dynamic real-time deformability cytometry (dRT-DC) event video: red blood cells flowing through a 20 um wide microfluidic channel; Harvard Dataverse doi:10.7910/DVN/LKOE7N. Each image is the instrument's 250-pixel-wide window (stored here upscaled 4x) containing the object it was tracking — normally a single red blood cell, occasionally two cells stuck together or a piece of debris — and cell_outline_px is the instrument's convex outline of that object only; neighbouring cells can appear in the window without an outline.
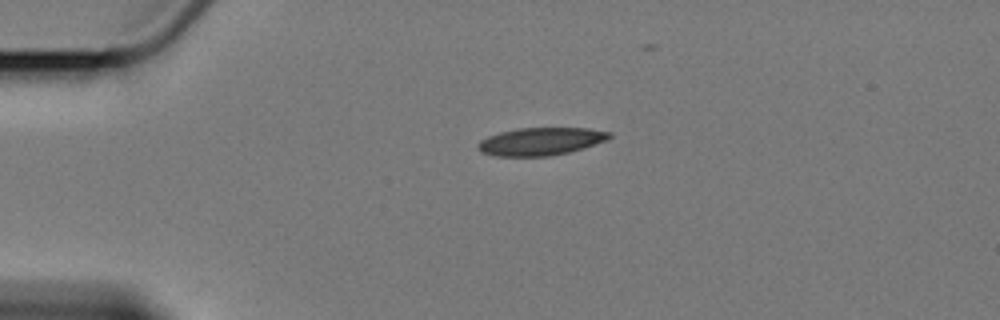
{"species": "Egyptian fruit bat (a non-hibernating species)", "species_latin": "Rousettus aegyptiacus", "temperature_condition": "cold", "stored_images_in_passage": 10, "camera_frame_rate_fps": 3000, "um_per_image_px": 0.085, "animal": {"sex": "female"}, "frame": {"image": 1, "passage_image": 1, "time_ms": 0.0, "image_size_px": [1000, 320], "cell_outline_px": [[612, 136], [608, 140], [568, 152], [548, 156], [492, 156], [480, 152], [476, 148], [476, 144], [480, 140], [488, 136], [500, 132], [520, 128], [588, 128], [612, 132]], "centroid_in_image_um": [45.93, 12.02], "position_along_channel_um": 39.1, "area_um2": 21.33}}
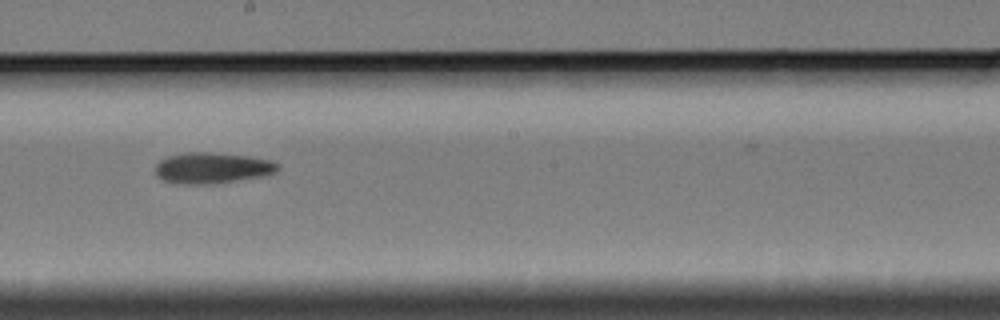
{"frame": {"image": 2, "passage_image": 6, "time_ms": 6.667, "image_size_px": [1000, 320], "cell_outline_px": [[280, 168], [276, 172], [268, 176], [216, 184], [176, 184], [164, 180], [156, 176], [156, 164], [160, 160], [168, 156], [184, 152], [212, 152], [248, 156], [272, 160], [280, 164]], "centroid_in_image_um": [18.09, 14.29], "position_along_channel_um": 230.1, "area_um2": 22.66}}
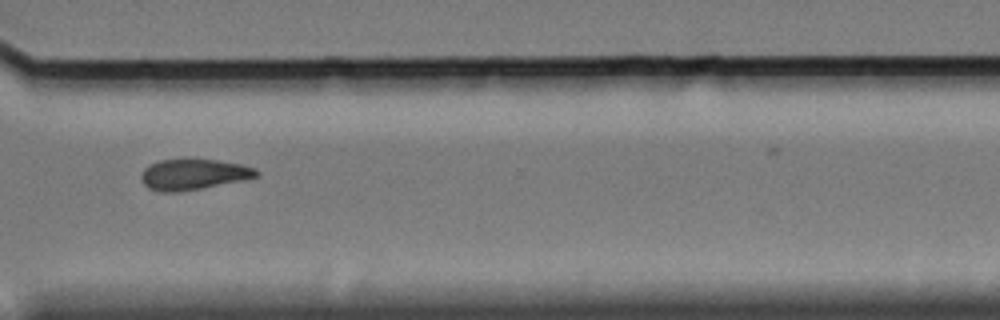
{"frame": {"image": 3, "passage_image": 9, "time_ms": 10.333, "image_size_px": [1000, 320], "cell_outline_px": [[260, 176], [244, 180], [180, 192], [156, 192], [148, 188], [144, 184], [140, 176], [144, 168], [148, 164], [160, 160], [216, 160], [240, 164], [256, 168], [260, 172]], "centroid_in_image_um": [16.44, 14.84], "position_along_channel_um": 354.2, "area_um2": 20.69}}